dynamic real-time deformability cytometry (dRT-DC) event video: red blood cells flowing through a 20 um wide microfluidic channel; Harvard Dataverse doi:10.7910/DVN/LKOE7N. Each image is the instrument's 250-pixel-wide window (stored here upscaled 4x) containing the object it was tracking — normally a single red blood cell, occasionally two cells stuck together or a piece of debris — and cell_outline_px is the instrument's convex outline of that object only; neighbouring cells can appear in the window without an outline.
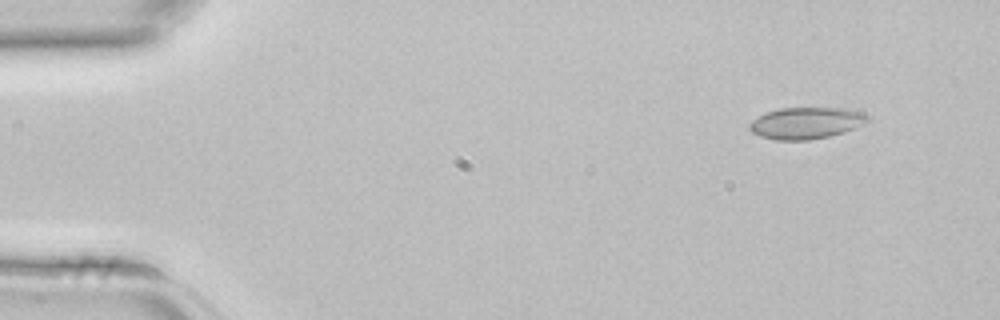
{"species": "common noctule bat (a hibernating species)", "species_latin": "Nyctalus noctula", "temperature_condition": "room temperature", "stored_images_in_passage": 4, "segment_of_instrument_passage": [1, 2], "camera_frame_rate_fps": 3000, "um_per_image_px": 0.085, "animal": {"sex": "female", "body_mass_g": 22.7, "forearm_length_mm": 54.2}, "frame": {"image": 1, "passage_image": 1, "time_ms": 0.0, "image_size_px": [1000, 320], "cell_outline_px": [[868, 120], [844, 132], [828, 136], [808, 140], [776, 140], [760, 136], [752, 132], [748, 128], [748, 124], [752, 120], [768, 112], [780, 108], [848, 108], [864, 112], [868, 116]], "centroid_in_image_um": [68.5, 10.45], "position_along_channel_um": 16.5, "area_um2": 21.56}}
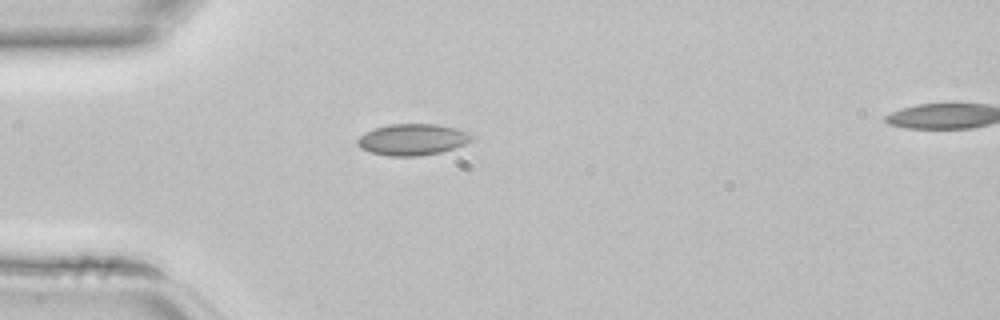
{"frame": {"image": 2, "passage_image": 3, "time_ms": 0.667, "image_size_px": [1000, 320], "cell_outline_px": [[472, 136], [464, 144], [440, 152], [420, 156], [388, 156], [372, 152], [360, 148], [356, 144], [356, 140], [360, 136], [376, 128], [388, 124], [436, 124], [456, 128], [468, 132]], "centroid_in_image_um": [35.02, 11.86], "position_along_channel_um": 50.0, "area_um2": 20.58}}